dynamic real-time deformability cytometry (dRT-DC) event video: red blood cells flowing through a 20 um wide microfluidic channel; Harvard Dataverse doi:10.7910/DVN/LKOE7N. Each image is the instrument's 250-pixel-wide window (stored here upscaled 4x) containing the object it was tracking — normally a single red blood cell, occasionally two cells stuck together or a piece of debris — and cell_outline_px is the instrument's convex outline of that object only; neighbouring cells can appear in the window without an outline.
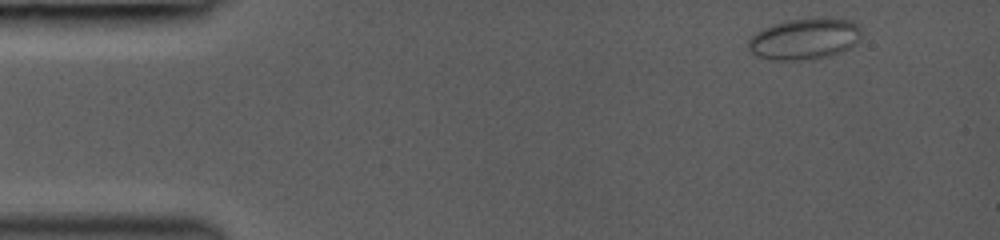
{"species": "common noctule bat (a hibernating species)", "species_latin": "Nyctalus noctula", "temperature_condition": "room temperature", "stored_images_in_passage": 6, "camera_frame_rate_fps": 3000, "um_per_image_px": 0.085, "animal": {"sex": "female", "body_mass_g": 19.0, "forearm_length_mm": 53.3}, "frame": {"image": 1, "passage_image": 1, "time_ms": 0.0, "image_size_px": [1000, 240], "cell_outline_px": [[860, 40], [852, 48], [828, 56], [796, 60], [772, 60], [756, 56], [748, 48], [748, 40], [756, 32], [772, 24], [784, 20], [828, 16], [852, 20], [860, 24]], "centroid_in_image_um": [68.43, 3.27], "position_along_channel_um": 16.6, "area_um2": 27.74}}
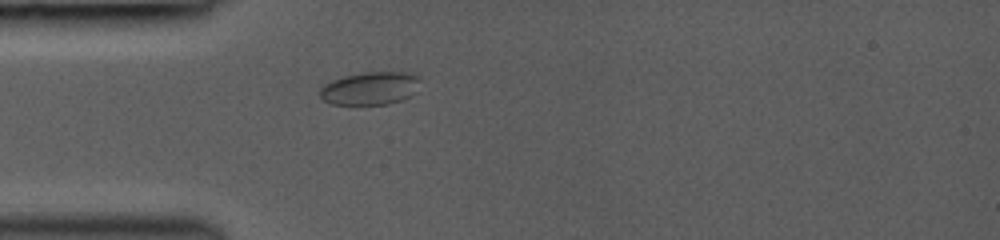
{"frame": {"image": 2, "passage_image": 6, "time_ms": 3.333, "image_size_px": [1000, 240], "cell_outline_px": [[420, 80], [416, 92], [412, 96], [388, 104], [356, 108], [332, 104], [324, 100], [320, 96], [320, 88], [324, 84], [332, 80], [344, 76], [364, 72], [408, 72], [420, 76]], "centroid_in_image_um": [31.46, 7.55], "position_along_channel_um": 53.5, "area_um2": 20.17}}